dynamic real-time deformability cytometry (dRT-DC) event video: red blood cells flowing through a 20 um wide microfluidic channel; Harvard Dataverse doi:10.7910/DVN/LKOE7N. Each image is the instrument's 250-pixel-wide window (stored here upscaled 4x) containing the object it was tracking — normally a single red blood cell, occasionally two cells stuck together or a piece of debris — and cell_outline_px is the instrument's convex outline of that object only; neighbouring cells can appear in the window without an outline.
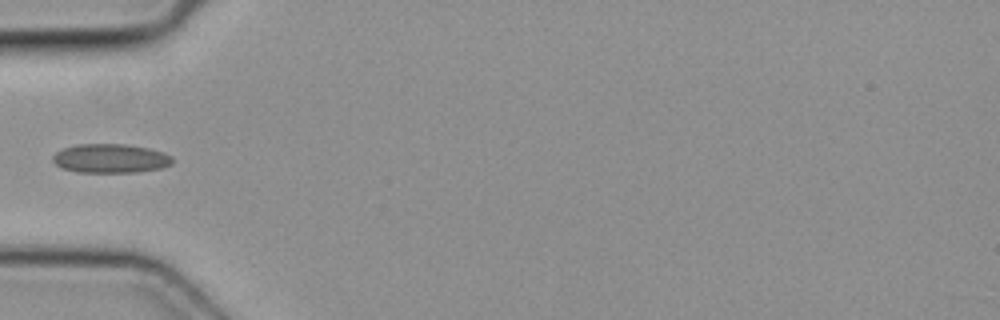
{"species": "common noctule bat (a hibernating species)", "species_latin": "Nyctalus noctula", "temperature_condition": "cold", "stored_images_in_passage": 1, "camera_frame_rate_fps": 3000, "um_per_image_px": 0.085, "animal": {"sex": "female", "body_mass_g": 19.3, "forearm_length_mm": 54.1}, "frame": {"image": 1, "passage_image": 1, "time_ms": 0.0, "image_size_px": [1000, 320], "cell_outline_px": [[172, 164], [160, 168], [136, 172], [76, 172], [60, 168], [52, 160], [52, 156], [56, 152], [64, 148], [76, 144], [124, 144], [148, 148], [164, 152], [172, 156]], "centroid_in_image_um": [9.37, 13.46], "position_along_channel_um": 75.6, "area_um2": 20.29}}